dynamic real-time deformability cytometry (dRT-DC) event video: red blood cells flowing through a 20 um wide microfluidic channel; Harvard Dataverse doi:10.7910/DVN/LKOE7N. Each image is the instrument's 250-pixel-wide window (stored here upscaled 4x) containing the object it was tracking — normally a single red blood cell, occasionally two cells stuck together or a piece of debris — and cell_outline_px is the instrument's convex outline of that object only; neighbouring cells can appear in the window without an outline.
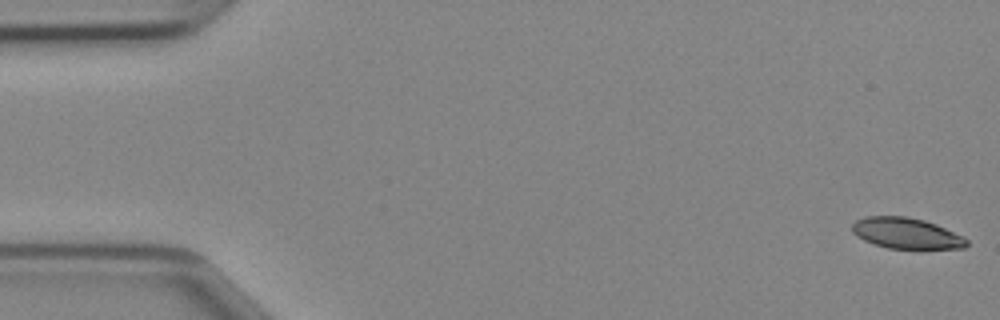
{"species": "Egyptian fruit bat (a non-hibernating species)", "species_latin": "Rousettus aegyptiacus", "temperature_condition": "cold", "stored_images_in_passage": 47, "camera_frame_rate_fps": 3000, "um_per_image_px": 0.085, "animal": {"sex": "female"}, "frame": {"image": 1, "passage_image": 1, "time_ms": 0.0, "image_size_px": [1000, 320], "cell_outline_px": [[968, 244], [964, 248], [888, 248], [864, 240], [852, 232], [852, 224], [856, 220], [864, 216], [908, 216], [924, 220], [936, 224], [964, 236], [968, 240]], "centroid_in_image_um": [77.04, 19.81], "position_along_channel_um": 8.0, "area_um2": 20.52}}
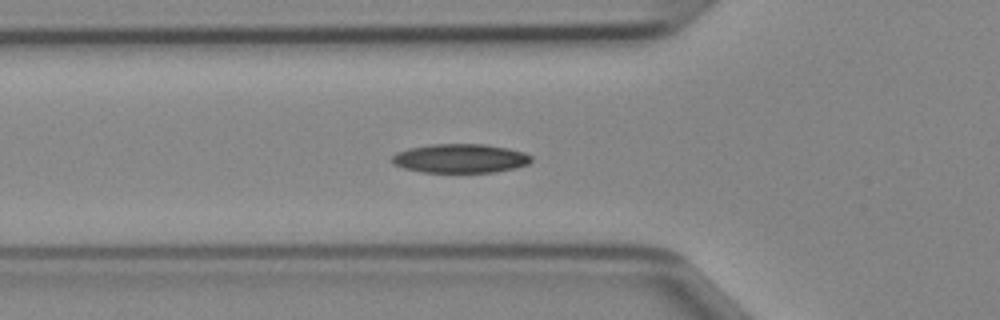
{"frame": {"image": 2, "passage_image": 16, "time_ms": 5.0, "image_size_px": [1000, 320], "cell_outline_px": [[532, 160], [528, 164], [516, 168], [496, 172], [420, 172], [404, 168], [392, 164], [388, 160], [396, 152], [408, 148], [432, 144], [484, 144], [508, 148], [524, 152], [532, 156]], "centroid_in_image_um": [39.09, 13.46], "position_along_channel_um": 86.7, "area_um2": 23.81}}
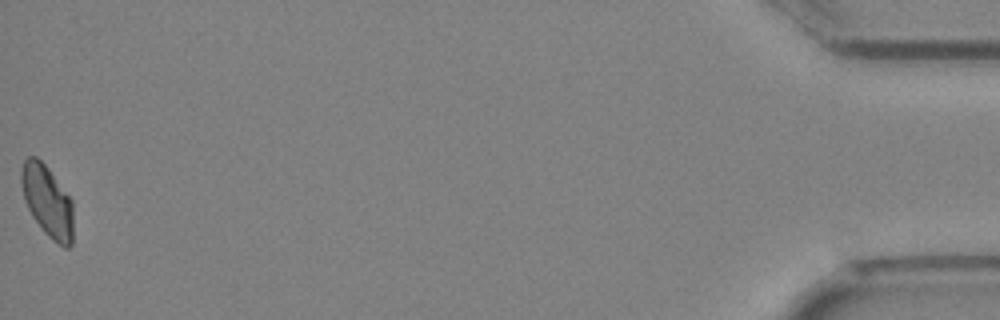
{"frame": {"image": 3, "passage_image": 47, "time_ms": 15.333, "image_size_px": [1000, 320], "cell_outline_px": [[72, 244], [68, 248], [64, 248], [48, 236], [44, 232], [32, 216], [24, 200], [20, 180], [20, 172], [24, 160], [28, 156], [36, 156], [48, 168], [72, 200]], "centroid_in_image_um": [4.01, 17.09], "position_along_channel_um": 431.2, "area_um2": 21.62}}